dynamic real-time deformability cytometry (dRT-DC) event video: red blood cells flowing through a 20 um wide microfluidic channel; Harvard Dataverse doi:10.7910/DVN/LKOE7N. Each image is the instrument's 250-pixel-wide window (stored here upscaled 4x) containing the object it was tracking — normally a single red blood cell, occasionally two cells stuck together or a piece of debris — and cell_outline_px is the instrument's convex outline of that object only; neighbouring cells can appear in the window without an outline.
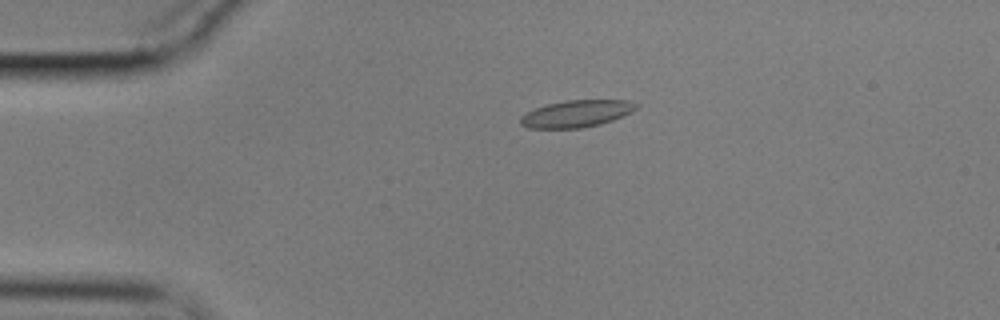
{"species": "common noctule bat (a hibernating species)", "species_latin": "Nyctalus noctula", "temperature_condition": "cold", "stored_images_in_passage": 54, "camera_frame_rate_fps": 3000, "um_per_image_px": 0.085, "animal": {"sex": "male", "body_mass_g": 17.9}, "frame": {"image": 1, "passage_image": 9, "time_ms": 2.667, "image_size_px": [1000, 320], "cell_outline_px": [[640, 104], [632, 112], [612, 120], [600, 124], [580, 128], [528, 128], [520, 124], [520, 116], [536, 108], [548, 104], [564, 100], [628, 100]], "centroid_in_image_um": [49.01, 9.66], "position_along_channel_um": 36.0, "area_um2": 18.15}}
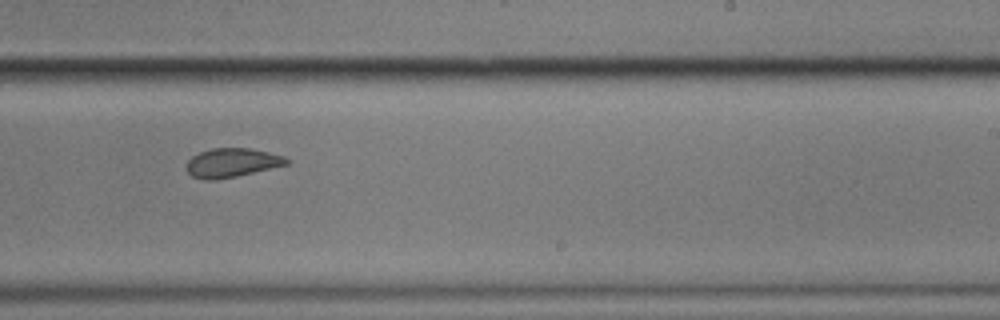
{"frame": {"image": 2, "passage_image": 32, "time_ms": 10.333, "image_size_px": [1000, 320], "cell_outline_px": [[288, 164], [236, 176], [216, 180], [204, 180], [192, 176], [184, 168], [188, 160], [192, 156], [200, 152], [212, 148], [252, 148], [284, 156], [288, 160]], "centroid_in_image_um": [19.66, 13.83], "position_along_channel_um": 269.3, "area_um2": 16.88}}
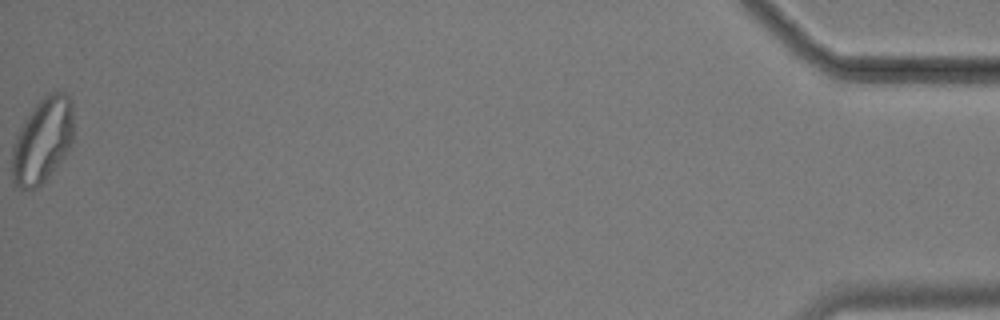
{"frame": {"image": 3, "passage_image": 54, "time_ms": 17.667, "image_size_px": [1000, 320], "cell_outline_px": [[72, 144], [64, 156], [48, 176], [36, 188], [20, 188], [12, 184], [12, 144], [20, 128], [32, 108], [48, 92], [56, 88], [64, 92], [72, 100]], "centroid_in_image_um": [3.6, 11.89], "position_along_channel_um": 431.6, "area_um2": 30.52}, "authors_computed_cell_mechanics": {"area_um2": 18.2648, "velocity_mm_per_s": 3.5223, "shape_relaxation_time_tau1_ms": null, "shape_relaxation_time_tau2_ms": 1.9224, "deformation_change_tau1": null, "deformation_change_tau2": 0.062}}